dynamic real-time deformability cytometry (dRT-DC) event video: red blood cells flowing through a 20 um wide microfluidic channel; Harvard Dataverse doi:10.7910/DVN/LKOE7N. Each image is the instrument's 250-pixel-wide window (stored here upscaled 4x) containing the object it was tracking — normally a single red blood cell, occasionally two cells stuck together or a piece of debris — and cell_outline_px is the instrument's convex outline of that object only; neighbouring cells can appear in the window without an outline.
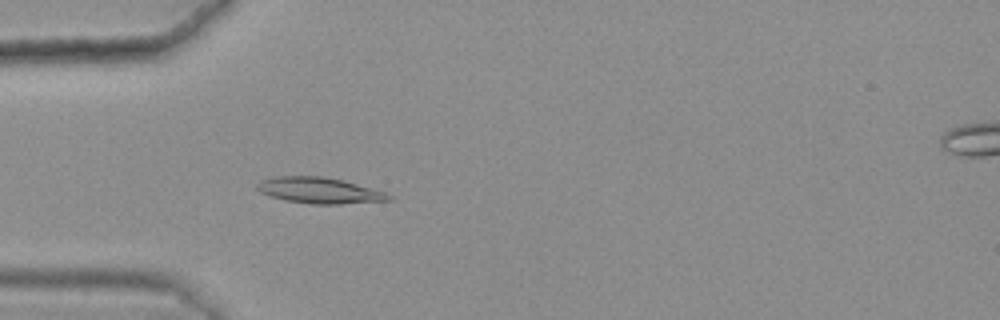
{"species": "common noctule bat (a hibernating species)", "species_latin": "Nyctalus noctula", "temperature_condition": "warm", "stored_images_in_passage": 47, "camera_frame_rate_fps": 3000, "um_per_image_px": 0.085, "animal": {"sex": "female", "body_mass_g": 25.1}, "frame": {"image": 1, "passage_image": 17, "time_ms": 5.333, "image_size_px": [1000, 320], "cell_outline_px": [[396, 200], [340, 204], [312, 204], [284, 200], [268, 196], [260, 192], [256, 188], [256, 184], [260, 180], [276, 176], [324, 176], [344, 180], [388, 192]], "centroid_in_image_um": [27.19, 16.19], "position_along_channel_um": 57.8, "area_um2": 20.4}}
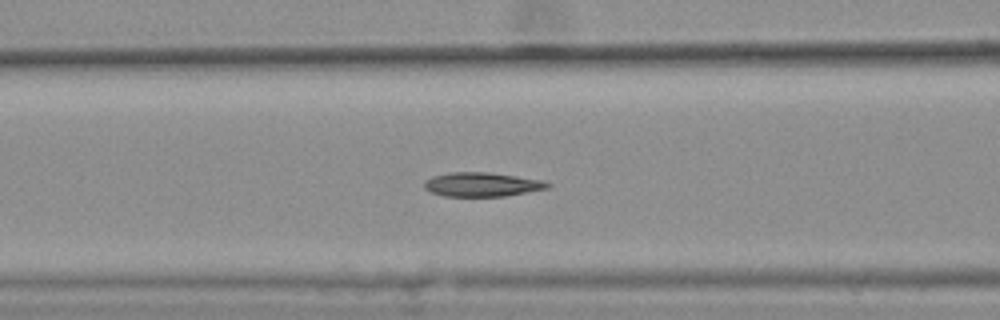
{"frame": {"image": 2, "passage_image": 23, "time_ms": 7.333, "image_size_px": [1000, 320], "cell_outline_px": [[552, 184], [548, 188], [504, 196], [444, 196], [432, 192], [424, 188], [424, 180], [432, 176], [448, 172], [488, 172], [544, 180]], "centroid_in_image_um": [40.95, 15.67], "position_along_channel_um": 125.7, "area_um2": 17.34}}
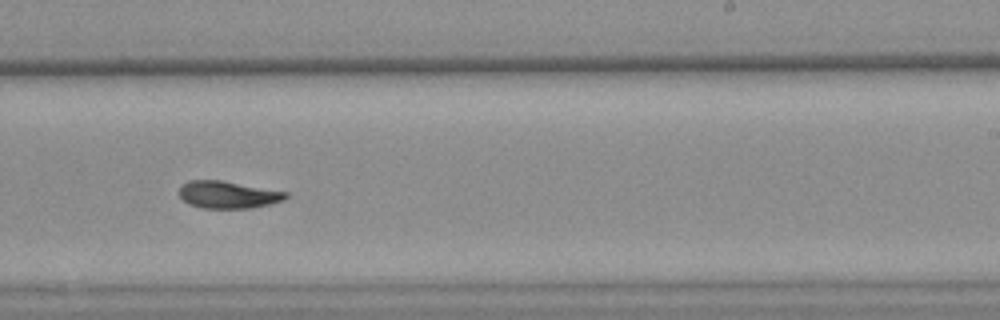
{"frame": {"image": 3, "passage_image": 35, "time_ms": 11.333, "image_size_px": [1000, 320], "cell_outline_px": [[288, 196], [284, 200], [252, 208], [204, 208], [188, 204], [180, 196], [180, 188], [188, 180], [220, 180], [288, 192]], "centroid_in_image_um": [19.39, 16.55], "position_along_channel_um": 269.6, "area_um2": 16.76}, "authors_computed_cell_mechanics": {"area_um2": 17.6868, "velocity_mm_per_s": 3.611, "shape_relaxation_time_tau1_ms": 9.0779, "shape_relaxation_time_tau2_ms": null, "deformation_change_tau1": 0.1996, "deformation_change_tau2": null}}